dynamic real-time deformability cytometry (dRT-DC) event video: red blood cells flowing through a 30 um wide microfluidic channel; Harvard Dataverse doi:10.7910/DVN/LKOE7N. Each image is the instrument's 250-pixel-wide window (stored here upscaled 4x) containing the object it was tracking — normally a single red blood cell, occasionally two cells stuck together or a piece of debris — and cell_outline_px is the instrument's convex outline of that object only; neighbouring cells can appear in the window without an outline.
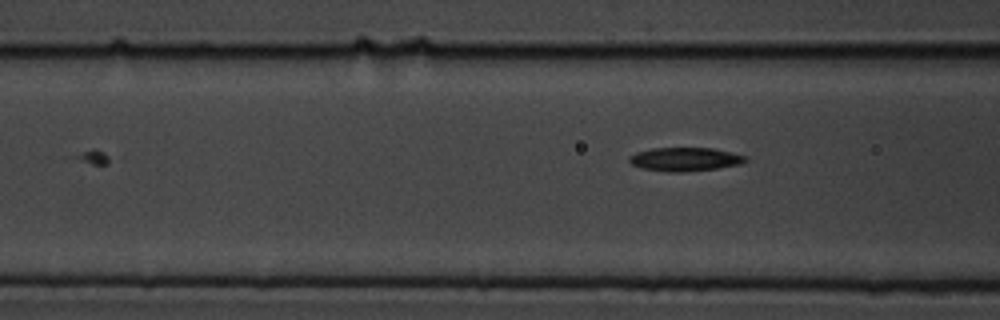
{"species": "common noctule bat (a hibernating species)", "species_latin": "Nyctalus noctula", "temperature_condition": "cold", "stored_images_in_passage": 6, "camera_frame_rate_fps": 3000, "um_per_image_px": 0.085, "animal": {"sex": "male", "body_mass_g": 19.5, "forearm_length_mm": 54.6}, "frame": {"image": 1, "passage_image": 6, "time_ms": 1.667, "image_size_px": [1000, 320], "cell_outline_px": [[748, 160], [740, 164], [716, 168], [680, 172], [668, 172], [640, 168], [632, 164], [628, 160], [628, 156], [636, 152], [652, 148], [712, 148], [748, 156]], "centroid_in_image_um": [58.2, 13.53], "position_along_channel_um": 108.4, "area_um2": 16.01}}